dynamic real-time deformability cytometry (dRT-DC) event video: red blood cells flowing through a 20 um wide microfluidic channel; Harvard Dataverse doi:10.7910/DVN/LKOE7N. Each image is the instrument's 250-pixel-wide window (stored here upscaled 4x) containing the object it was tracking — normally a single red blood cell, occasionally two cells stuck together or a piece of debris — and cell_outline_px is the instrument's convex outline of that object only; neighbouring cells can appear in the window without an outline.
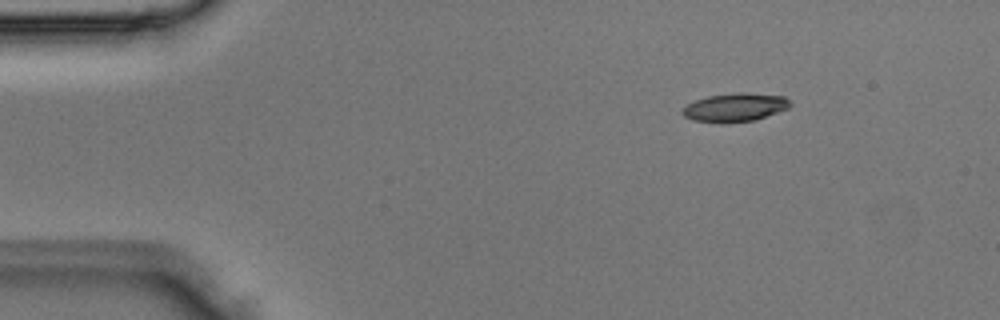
{"species": "Egyptian fruit bat (a non-hibernating species)", "species_latin": "Rousettus aegyptiacus", "temperature_condition": "room temperature", "stored_images_in_passage": 3, "camera_frame_rate_fps": 3000, "um_per_image_px": 0.085, "animal": {"sex": "male"}, "frame": {"image": 1, "passage_image": 1, "time_ms": 0.0, "image_size_px": [1000, 320], "cell_outline_px": [[792, 104], [788, 108], [756, 120], [720, 124], [692, 120], [684, 116], [680, 112], [688, 104], [696, 100], [708, 96], [736, 92], [748, 92], [784, 96]], "centroid_in_image_um": [62.47, 9.13], "position_along_channel_um": 22.5, "area_um2": 18.09}}